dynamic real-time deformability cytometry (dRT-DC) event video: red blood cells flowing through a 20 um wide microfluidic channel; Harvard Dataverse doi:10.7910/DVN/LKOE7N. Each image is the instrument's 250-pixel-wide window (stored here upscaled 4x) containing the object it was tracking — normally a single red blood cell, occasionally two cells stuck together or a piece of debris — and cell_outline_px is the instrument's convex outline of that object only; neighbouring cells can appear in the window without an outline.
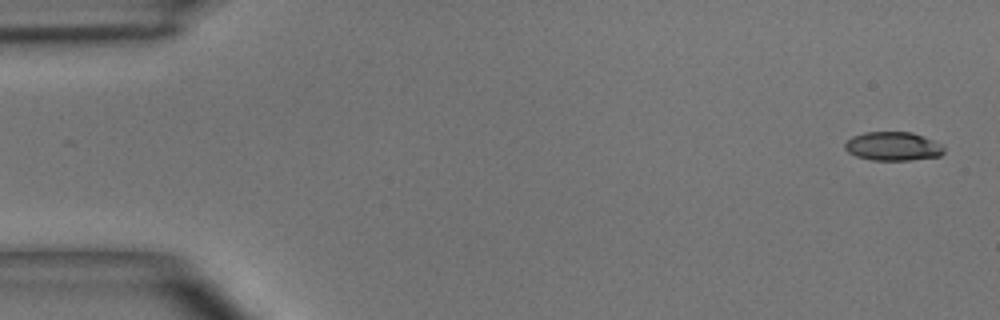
{"species": "common noctule bat (a hibernating species)", "species_latin": "Nyctalus noctula", "temperature_condition": "room temperature", "stored_images_in_passage": 3, "camera_frame_rate_fps": 3000, "um_per_image_px": 0.085, "animal": {"sex": "male", "body_mass_g": 15.6}, "frame": {"image": 1, "passage_image": 1, "time_ms": 0.0, "image_size_px": [1000, 320], "cell_outline_px": [[944, 152], [940, 156], [912, 160], [872, 160], [856, 156], [848, 152], [844, 148], [844, 144], [852, 136], [864, 132], [912, 132], [932, 140], [940, 144], [944, 148]], "centroid_in_image_um": [75.88, 12.44], "position_along_channel_um": 9.1, "area_um2": 16.59}}